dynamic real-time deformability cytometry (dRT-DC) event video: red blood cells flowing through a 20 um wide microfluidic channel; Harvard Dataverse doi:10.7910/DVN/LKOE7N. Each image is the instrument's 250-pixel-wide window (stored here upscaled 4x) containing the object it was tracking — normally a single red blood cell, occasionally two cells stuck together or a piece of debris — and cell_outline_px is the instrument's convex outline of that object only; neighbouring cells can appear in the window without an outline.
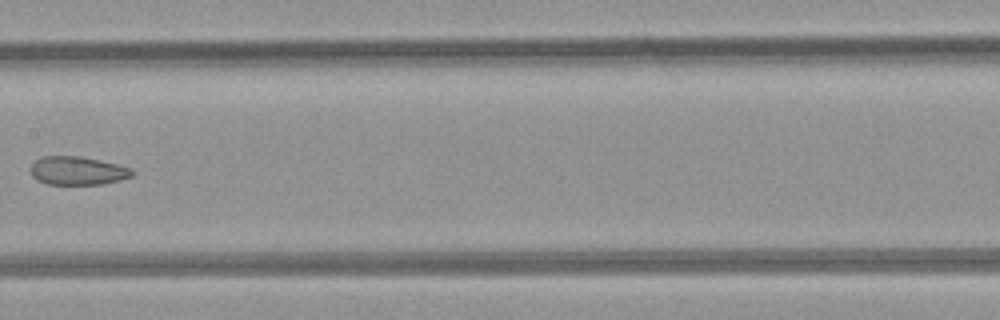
{"species": "common noctule bat (a hibernating species)", "species_latin": "Nyctalus noctula", "temperature_condition": "room temperature", "stored_images_in_passage": 8, "camera_frame_rate_fps": 3000, "um_per_image_px": 0.085, "animal": {"sex": "female", "body_mass_g": 21.9}, "frame": {"image": 1, "passage_image": 7, "time_ms": 7.0, "image_size_px": [1000, 320], "cell_outline_px": [[136, 172], [132, 176], [120, 180], [100, 184], [48, 184], [36, 180], [32, 176], [32, 164], [36, 160], [44, 156], [80, 156], [116, 164], [132, 168]], "centroid_in_image_um": [6.62, 14.51], "position_along_channel_um": 200.8, "area_um2": 16.7}}
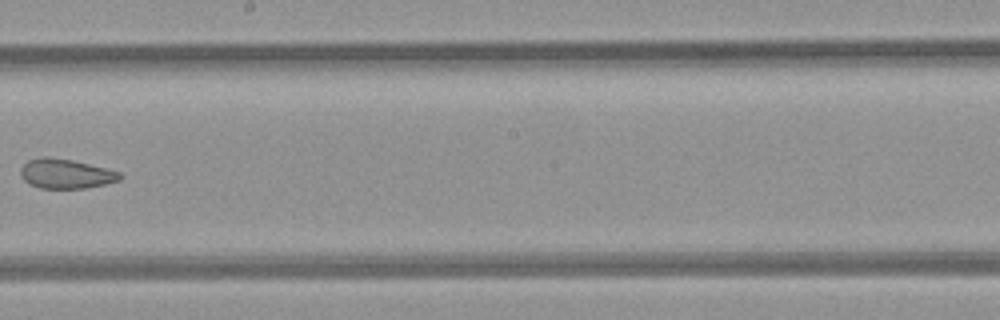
{"frame": {"image": 2, "passage_image": 8, "time_ms": 8.0, "image_size_px": [1000, 320], "cell_outline_px": [[124, 176], [120, 180], [104, 184], [84, 188], [40, 188], [24, 180], [20, 176], [20, 168], [28, 160], [40, 156], [48, 156], [72, 160], [120, 172]], "centroid_in_image_um": [5.57, 14.75], "position_along_channel_um": 242.6, "area_um2": 17.05}}